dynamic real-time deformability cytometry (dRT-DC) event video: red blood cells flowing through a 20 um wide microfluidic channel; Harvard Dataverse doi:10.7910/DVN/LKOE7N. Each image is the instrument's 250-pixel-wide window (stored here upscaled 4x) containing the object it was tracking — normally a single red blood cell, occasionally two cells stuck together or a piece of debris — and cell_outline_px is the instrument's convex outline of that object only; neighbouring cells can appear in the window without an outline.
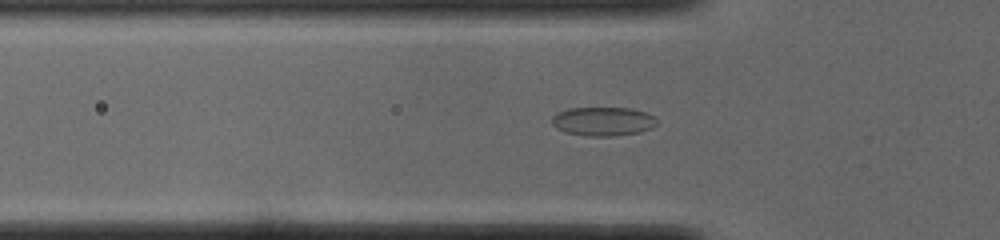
{"species": "common noctule bat (a hibernating species)", "species_latin": "Nyctalus noctula", "temperature_condition": "cold", "stored_images_in_passage": 34, "camera_frame_rate_fps": 3000, "um_per_image_px": 0.085, "animal": {"sex": "male", "body_mass_g": 19.0, "forearm_length_mm": 50.8}, "frame": {"image": 1, "passage_image": 2, "time_ms": 0.333, "image_size_px": [1000, 240], "cell_outline_px": [[660, 124], [652, 128], [640, 132], [616, 136], [588, 136], [564, 132], [556, 128], [552, 124], [552, 116], [556, 112], [568, 108], [632, 108], [656, 116]], "centroid_in_image_um": [51.29, 10.32], "position_along_channel_um": 74.5, "area_um2": 18.03}}
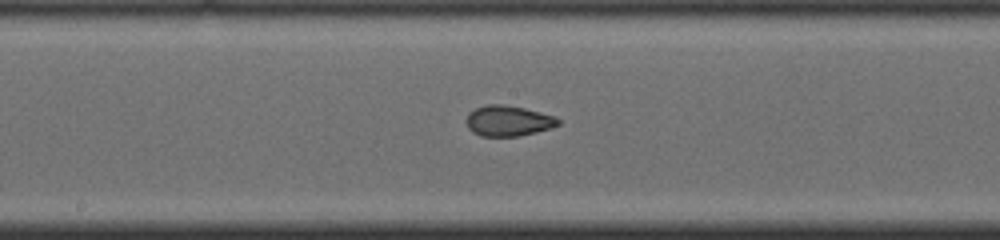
{"frame": {"image": 2, "passage_image": 12, "time_ms": 3.667, "image_size_px": [1000, 240], "cell_outline_px": [[560, 124], [552, 128], [520, 136], [480, 136], [472, 132], [468, 128], [464, 120], [468, 112], [476, 108], [488, 104], [504, 104], [524, 108], [540, 112], [552, 116], [560, 120]], "centroid_in_image_um": [43.15, 10.27], "position_along_channel_um": 205.0, "area_um2": 16.53}}
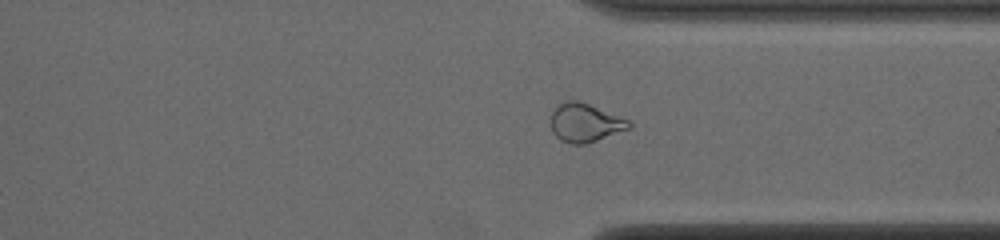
{"frame": {"image": 3, "passage_image": 24, "time_ms": 7.667, "image_size_px": [1000, 240], "cell_outline_px": [[632, 124], [628, 128], [596, 140], [584, 144], [572, 144], [560, 140], [552, 132], [548, 120], [552, 112], [560, 104], [568, 100], [576, 100], [588, 104], [632, 120]], "centroid_in_image_um": [49.69, 10.43], "position_along_channel_um": 361.7, "area_um2": 17.51}, "authors_computed_cell_mechanics": {"area_um2": 16.8198, "velocity_mm_per_s": 3.9109, "shape_relaxation_time_tau1_ms": null, "shape_relaxation_time_tau2_ms": 1.3956, "deformation_change_tau1": null, "deformation_change_tau2": 0.0563}}